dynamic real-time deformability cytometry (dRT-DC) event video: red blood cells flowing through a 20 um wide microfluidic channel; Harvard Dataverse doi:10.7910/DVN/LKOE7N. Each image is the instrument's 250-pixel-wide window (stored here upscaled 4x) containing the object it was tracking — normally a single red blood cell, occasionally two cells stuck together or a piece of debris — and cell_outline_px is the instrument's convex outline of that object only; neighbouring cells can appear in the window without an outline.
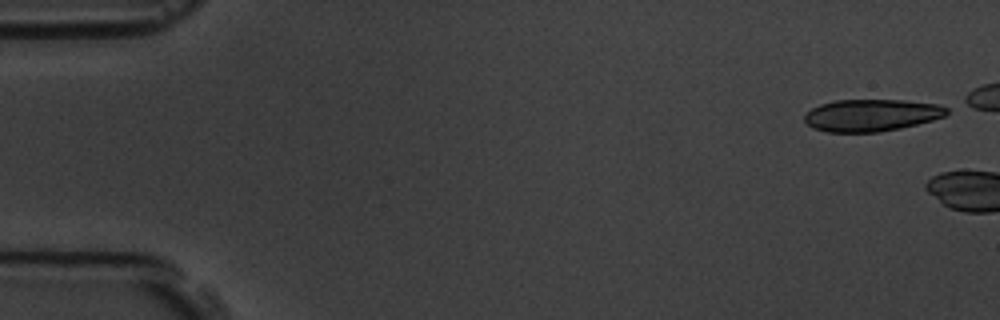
{"species": "common noctule bat (a hibernating species)", "species_latin": "Nyctalus noctula", "temperature_condition": "room temperature", "stored_images_in_passage": 4, "camera_frame_rate_fps": 3000, "um_per_image_px": 0.085, "animal": {"sex": "male", "body_mass_g": 19.5, "forearm_length_mm": 54.6}, "frame": {"image": 1, "passage_image": 1, "time_ms": 0.0, "image_size_px": [1000, 320], "cell_outline_px": [[948, 112], [944, 116], [932, 120], [900, 128], [880, 132], [828, 132], [812, 128], [804, 120], [804, 112], [820, 104], [836, 100], [904, 100], [940, 104], [948, 108]], "centroid_in_image_um": [74.05, 9.79], "position_along_channel_um": 11.0, "area_um2": 26.7}}